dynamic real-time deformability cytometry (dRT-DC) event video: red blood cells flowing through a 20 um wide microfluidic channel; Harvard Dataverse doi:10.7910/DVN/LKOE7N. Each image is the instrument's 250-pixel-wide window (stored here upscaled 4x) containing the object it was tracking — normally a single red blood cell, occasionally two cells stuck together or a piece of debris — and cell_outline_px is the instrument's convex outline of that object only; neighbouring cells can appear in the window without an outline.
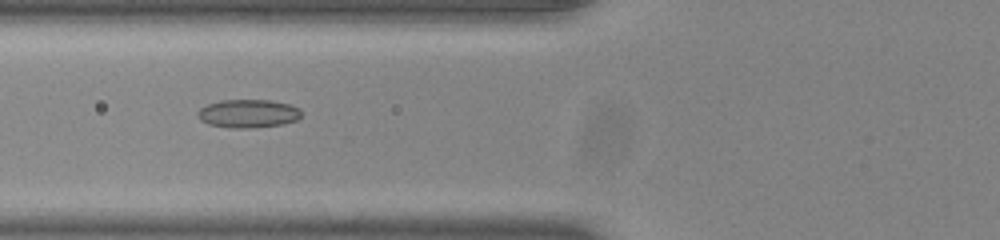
{"species": "common noctule bat (a hibernating species)", "species_latin": "Nyctalus noctula", "temperature_condition": "room temperature", "stored_images_in_passage": 38, "camera_frame_rate_fps": 3000, "um_per_image_px": 0.085, "animal": {"sex": "male", "body_mass_g": 20.0, "forearm_length_mm": 53.3}, "frame": {"image": 1, "passage_image": 6, "time_ms": 1.667, "image_size_px": [1000, 240], "cell_outline_px": [[300, 116], [296, 120], [284, 124], [248, 128], [236, 128], [208, 124], [200, 120], [196, 116], [196, 112], [200, 108], [208, 104], [220, 100], [268, 100], [288, 104], [300, 108]], "centroid_in_image_um": [21.06, 9.65], "position_along_channel_um": 104.7, "area_um2": 17.05}}
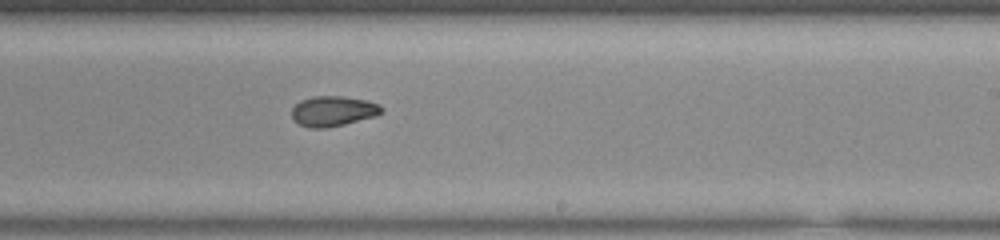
{"frame": {"image": 2, "passage_image": 18, "time_ms": 5.667, "image_size_px": [1000, 240], "cell_outline_px": [[384, 112], [376, 116], [344, 124], [324, 128], [308, 128], [292, 120], [292, 108], [300, 100], [312, 96], [344, 96], [368, 100], [380, 104], [384, 108]], "centroid_in_image_um": [28.34, 9.43], "position_along_channel_um": 260.7, "area_um2": 16.07}}
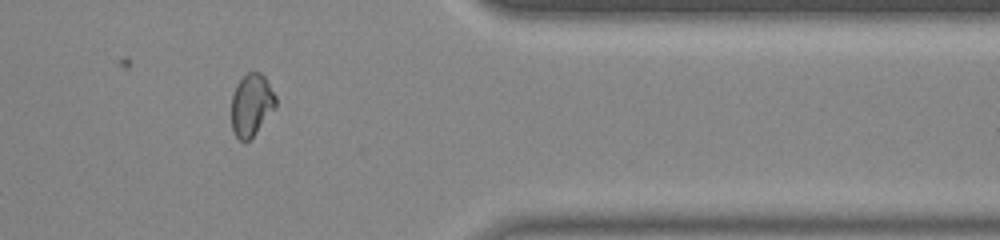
{"frame": {"image": 3, "passage_image": 29, "time_ms": 9.333, "image_size_px": [1000, 240], "cell_outline_px": [[276, 108], [256, 132], [248, 140], [240, 140], [236, 136], [232, 128], [232, 96], [236, 84], [248, 72], [260, 72], [264, 76], [276, 96]], "centroid_in_image_um": [21.38, 8.9], "position_along_channel_um": 390.0, "area_um2": 15.9}, "authors_computed_cell_mechanics": {"area_um2": 16.2707, "velocity_mm_per_s": 3.9127, "shape_relaxation_time_tau1_ms": 6.4778, "shape_relaxation_time_tau2_ms": 3.7795, "deformation_change_tau1": 0.1569, "deformation_change_tau2": 0.0757}}